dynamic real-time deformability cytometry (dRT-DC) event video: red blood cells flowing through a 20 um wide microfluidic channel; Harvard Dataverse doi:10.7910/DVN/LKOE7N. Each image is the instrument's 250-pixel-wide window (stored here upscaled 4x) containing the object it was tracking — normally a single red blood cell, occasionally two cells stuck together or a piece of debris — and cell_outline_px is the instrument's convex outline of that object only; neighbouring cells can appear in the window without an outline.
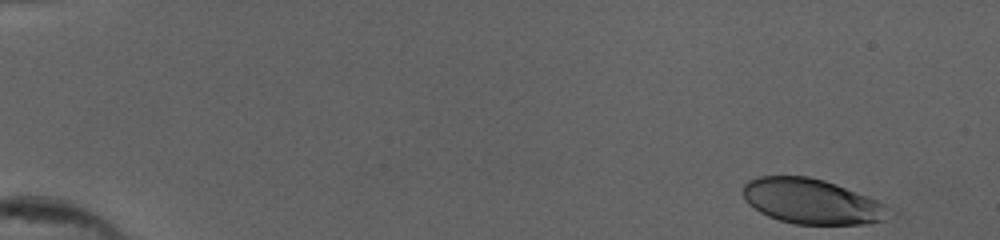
{"species": "human", "species_latin": "Homo sapiens", "temperature_condition": "cold", "stored_images_in_passage": 52, "camera_frame_rate_fps": 3000, "um_per_image_px": 0.085, "donor": {"sex": "female"}, "frame": {"image": 1, "passage_image": 1, "time_ms": 0.0, "image_size_px": [1000, 240], "cell_outline_px": [[892, 212], [884, 220], [868, 224], [796, 224], [780, 220], [768, 216], [760, 212], [748, 204], [744, 200], [744, 184], [748, 180], [760, 176], [808, 176], [824, 180], [836, 184], [868, 196], [884, 204]], "centroid_in_image_um": [68.99, 17.12], "position_along_channel_um": 16.0, "area_um2": 38.32}}
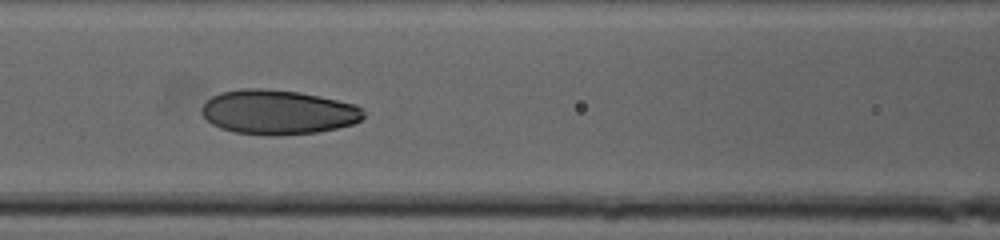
{"frame": {"image": 2, "passage_image": 23, "time_ms": 7.333, "image_size_px": [1000, 240], "cell_outline_px": [[364, 116], [360, 120], [352, 124], [336, 128], [316, 132], [276, 136], [272, 136], [236, 132], [220, 128], [212, 124], [200, 112], [200, 108], [212, 96], [220, 92], [244, 88], [260, 88], [300, 92], [320, 96], [356, 104], [364, 112]], "centroid_in_image_um": [23.61, 9.53], "position_along_channel_um": 143.0, "area_um2": 41.96}}
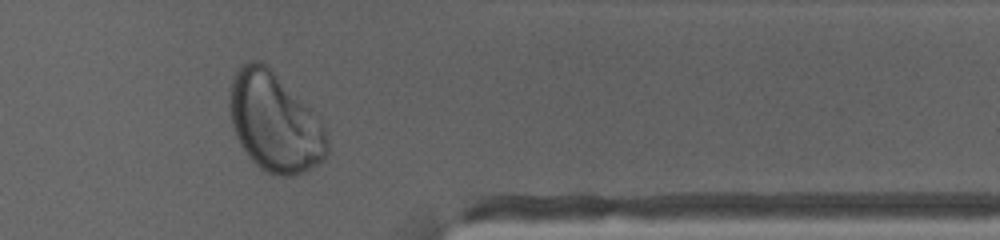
{"frame": {"image": 3, "passage_image": 43, "time_ms": 14.0, "image_size_px": [1000, 240], "cell_outline_px": [[328, 152], [324, 160], [304, 172], [292, 176], [280, 176], [268, 172], [260, 168], [248, 156], [240, 144], [236, 136], [232, 124], [228, 104], [228, 96], [232, 76], [236, 68], [240, 64], [248, 60], [260, 60], [320, 120], [324, 128], [328, 144]], "centroid_in_image_um": [23.29, 10.41], "position_along_channel_um": 388.1, "area_um2": 55.78}, "authors_computed_cell_mechanics": {"area_um2": 41.7605, "velocity_mm_per_s": 3.794, "shape_relaxation_time_tau1_ms": 3.4492, "shape_relaxation_time_tau2_ms": null, "deformation_change_tau1": 0.1514, "deformation_change_tau2": null}}